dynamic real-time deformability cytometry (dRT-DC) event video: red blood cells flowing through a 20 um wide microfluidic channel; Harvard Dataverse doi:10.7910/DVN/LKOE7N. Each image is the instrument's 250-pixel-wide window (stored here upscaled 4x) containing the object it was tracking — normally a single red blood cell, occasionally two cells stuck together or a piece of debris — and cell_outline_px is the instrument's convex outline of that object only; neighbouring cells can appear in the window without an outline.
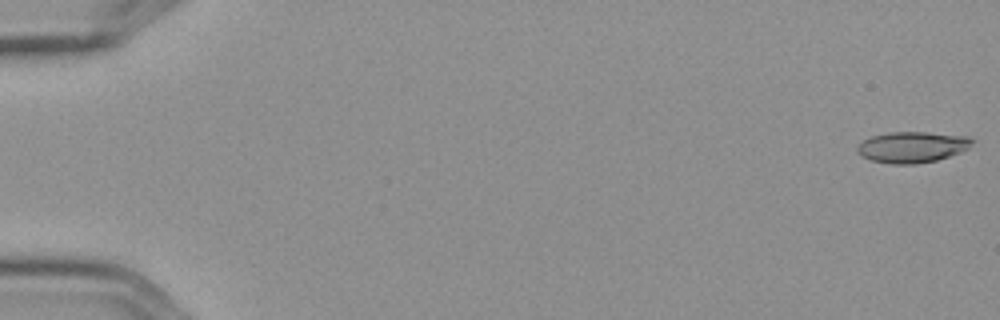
{"species": "Egyptian fruit bat (a non-hibernating species)", "species_latin": "Rousettus aegyptiacus", "temperature_condition": "cold", "stored_images_in_passage": 5, "camera_frame_rate_fps": 3000, "um_per_image_px": 0.085, "frame": {"image": 1, "passage_image": 1, "time_ms": 0.0, "image_size_px": [1000, 320], "cell_outline_px": [[976, 140], [968, 148], [960, 152], [936, 160], [916, 164], [892, 164], [872, 160], [856, 152], [856, 148], [864, 140], [872, 136], [888, 132], [928, 132], [968, 136]], "centroid_in_image_um": [77.56, 12.49], "position_along_channel_um": 7.4, "area_um2": 20.69}}
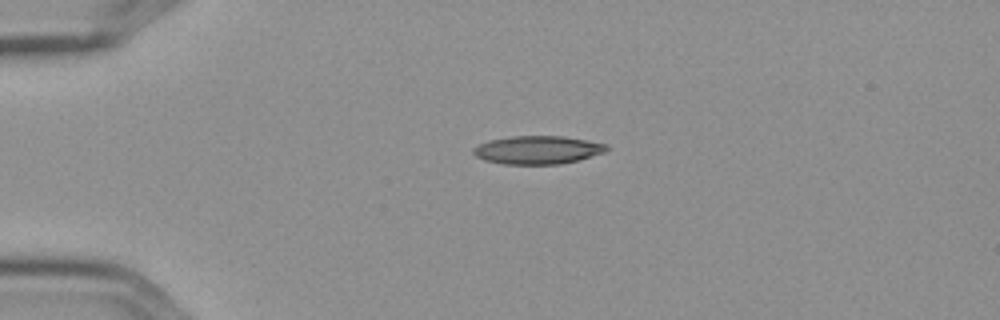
{"frame": {"image": 2, "passage_image": 4, "time_ms": 1.0, "image_size_px": [1000, 320], "cell_outline_px": [[608, 148], [604, 152], [576, 160], [560, 164], [504, 164], [484, 160], [476, 156], [472, 152], [472, 148], [488, 140], [512, 136], [564, 136], [608, 144]], "centroid_in_image_um": [45.67, 12.74], "position_along_channel_um": 39.3, "area_um2": 21.79}}